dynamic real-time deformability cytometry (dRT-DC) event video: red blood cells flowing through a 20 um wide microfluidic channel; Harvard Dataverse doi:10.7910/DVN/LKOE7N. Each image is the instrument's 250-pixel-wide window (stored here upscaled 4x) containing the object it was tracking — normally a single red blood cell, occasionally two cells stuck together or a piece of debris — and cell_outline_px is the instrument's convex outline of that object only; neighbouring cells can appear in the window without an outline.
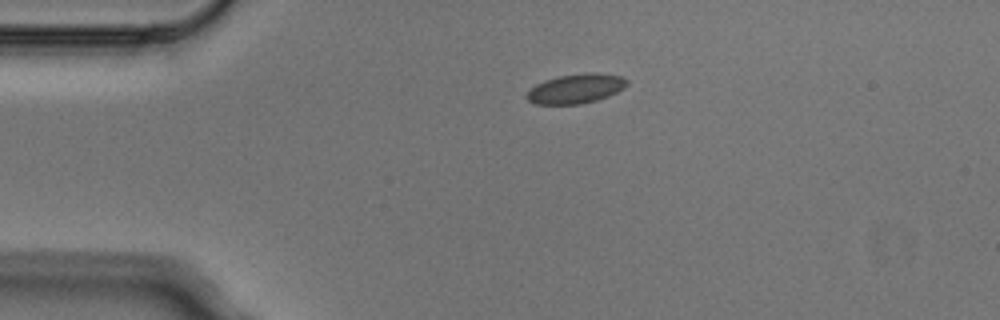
{"species": "Egyptian fruit bat (a non-hibernating species)", "species_latin": "Rousettus aegyptiacus", "temperature_condition": "cold", "stored_images_in_passage": 2, "camera_frame_rate_fps": 3000, "um_per_image_px": 0.085, "animal": {"sex": "male"}, "frame": {"image": 1, "passage_image": 1, "time_ms": 0.0, "image_size_px": [1000, 320], "cell_outline_px": [[628, 84], [624, 88], [608, 96], [596, 100], [580, 104], [536, 104], [528, 100], [524, 96], [536, 84], [544, 80], [560, 76], [588, 72], [600, 72], [624, 76], [628, 80]], "centroid_in_image_um": [48.98, 7.52], "position_along_channel_um": 36.0, "area_um2": 17.34}}